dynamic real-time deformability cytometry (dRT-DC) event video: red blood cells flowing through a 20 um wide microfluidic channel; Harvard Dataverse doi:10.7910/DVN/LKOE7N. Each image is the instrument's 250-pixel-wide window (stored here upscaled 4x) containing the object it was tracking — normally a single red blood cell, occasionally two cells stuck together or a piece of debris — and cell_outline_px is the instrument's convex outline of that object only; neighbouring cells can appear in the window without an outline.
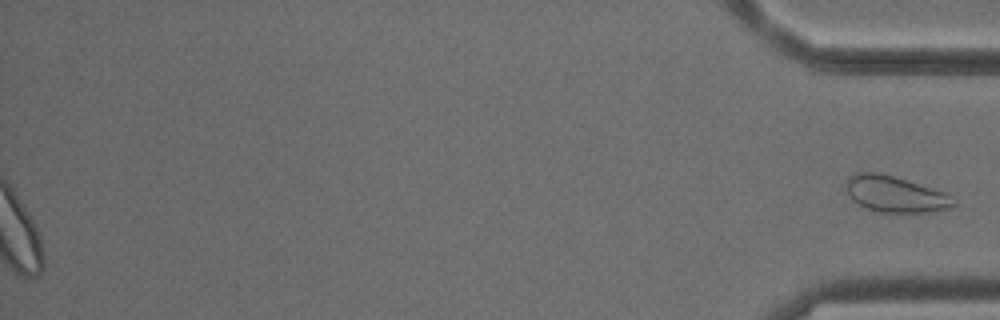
{"species": "common noctule bat (a hibernating species)", "species_latin": "Nyctalus noctula", "temperature_condition": "cold", "stored_images_in_passage": 48, "segment_of_instrument_passage": [2, 2], "camera_frame_rate_fps": 3000, "um_per_image_px": 0.085, "animal": {"sex": "male", "body_mass_g": 18.8}, "frame": {"image": 1, "passage_image": 48, "time_ms": 15.667, "image_size_px": [1000, 320], "cell_outline_px": [[956, 204], [952, 208], [932, 212], [880, 212], [864, 208], [856, 204], [852, 200], [844, 184], [848, 176], [860, 172], [876, 172], [892, 176], [944, 192], [956, 200]], "centroid_in_image_um": [76.07, 16.52], "position_along_channel_um": 359.1, "area_um2": 22.66}}